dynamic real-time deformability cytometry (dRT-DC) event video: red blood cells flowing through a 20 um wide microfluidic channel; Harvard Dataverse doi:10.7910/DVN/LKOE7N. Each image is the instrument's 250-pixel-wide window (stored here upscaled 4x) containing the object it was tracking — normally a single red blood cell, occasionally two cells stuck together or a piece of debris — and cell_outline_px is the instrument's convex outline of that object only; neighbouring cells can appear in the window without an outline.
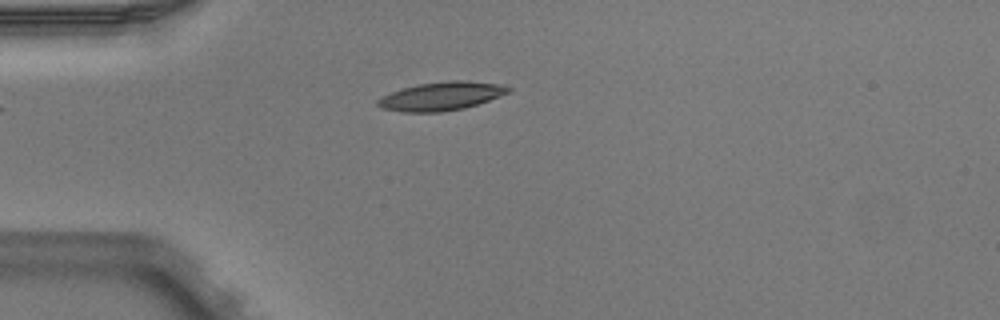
{"species": "Egyptian fruit bat (a non-hibernating species)", "species_latin": "Rousettus aegyptiacus", "temperature_condition": "warm", "stored_images_in_passage": 4, "camera_frame_rate_fps": 3000, "um_per_image_px": 0.085, "animal": {"sex": "male"}, "frame": {"image": 1, "passage_image": 4, "time_ms": 1.0, "image_size_px": [1000, 320], "cell_outline_px": [[512, 88], [508, 92], [500, 96], [464, 108], [440, 112], [404, 112], [380, 108], [376, 104], [376, 100], [380, 96], [404, 88], [420, 84], [452, 80], [464, 80], [504, 84]], "centroid_in_image_um": [37.5, 8.17], "position_along_channel_um": 47.5, "area_um2": 21.62}}